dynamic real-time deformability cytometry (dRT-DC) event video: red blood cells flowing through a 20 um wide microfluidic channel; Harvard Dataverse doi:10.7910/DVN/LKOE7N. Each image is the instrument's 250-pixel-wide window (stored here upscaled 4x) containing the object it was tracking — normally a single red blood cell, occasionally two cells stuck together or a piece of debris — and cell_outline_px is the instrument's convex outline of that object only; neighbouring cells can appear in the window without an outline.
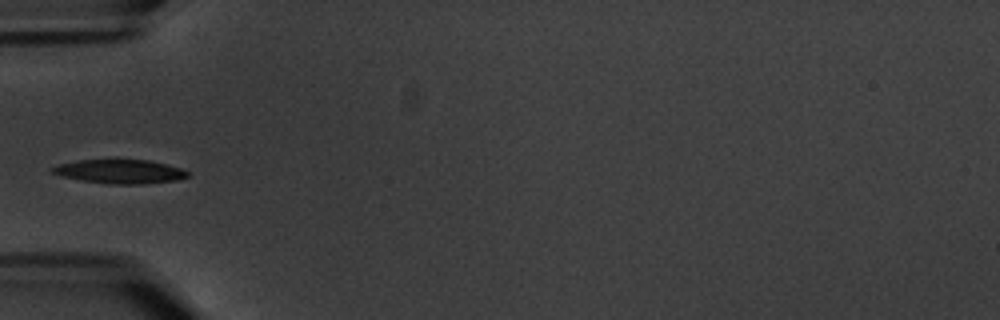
{"species": "common noctule bat (a hibernating species)", "species_latin": "Nyctalus noctula", "temperature_condition": "warm", "stored_images_in_passage": 15, "camera_frame_rate_fps": 3000, "um_per_image_px": 0.085, "animal": {"sex": "male", "body_mass_g": 20.1, "forearm_length_mm": 53.5}, "frame": {"image": 1, "passage_image": 5, "time_ms": 5.667, "image_size_px": [1000, 320], "cell_outline_px": [[188, 176], [176, 180], [140, 184], [108, 184], [84, 180], [64, 176], [52, 172], [48, 168], [60, 164], [76, 160], [112, 156], [116, 156], [148, 160], [180, 168], [188, 172]], "centroid_in_image_um": [10.14, 14.51], "position_along_channel_um": 74.9, "area_um2": 19.59}}
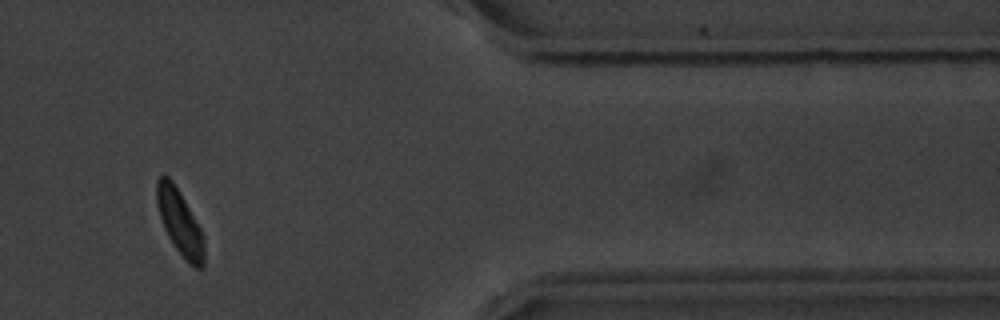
{"frame": {"image": 2, "passage_image": 13, "time_ms": 16.0, "image_size_px": [1000, 320], "cell_outline_px": [[204, 264], [200, 268], [196, 268], [188, 264], [176, 248], [168, 236], [164, 228], [156, 204], [156, 180], [160, 176], [168, 176], [172, 180], [184, 200], [200, 228], [204, 244]], "centroid_in_image_um": [15.26, 18.91], "position_along_channel_um": 396.1, "area_um2": 17.69}, "authors_computed_cell_mechanics": {"area_um2": 18.785, "velocity_mm_per_s": 3.3604, "shape_relaxation_time_tau1_ms": 2.6336, "shape_relaxation_time_tau2_ms": 3.0596, "deformation_change_tau1": 0.1183, "deformation_change_tau2": 0.0796}}